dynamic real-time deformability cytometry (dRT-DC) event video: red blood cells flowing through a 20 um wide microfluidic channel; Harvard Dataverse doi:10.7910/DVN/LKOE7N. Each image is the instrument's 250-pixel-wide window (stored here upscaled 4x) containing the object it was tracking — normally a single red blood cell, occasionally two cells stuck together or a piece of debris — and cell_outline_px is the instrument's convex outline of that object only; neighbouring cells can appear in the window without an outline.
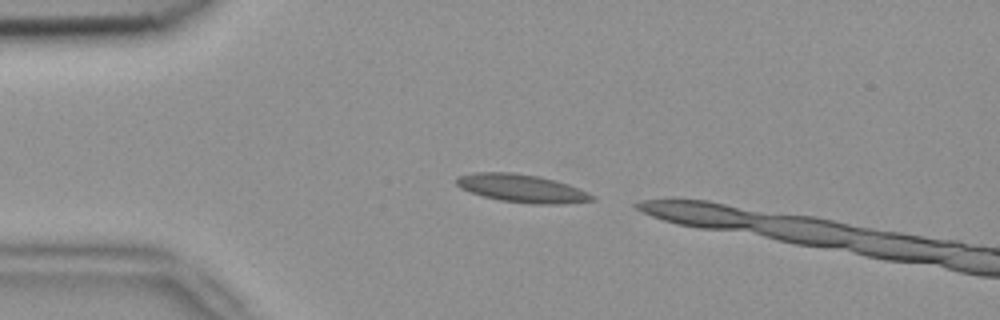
{"species": "common noctule bat (a hibernating species)", "species_latin": "Nyctalus noctula", "temperature_condition": "room temperature", "stored_images_in_passage": 2, "camera_frame_rate_fps": 3000, "um_per_image_px": 0.085, "animal": {"sex": "female", "body_mass_g": 18.4}, "frame": {"image": 1, "passage_image": 1, "time_ms": 0.0, "image_size_px": [1000, 320], "cell_outline_px": [[596, 200], [560, 204], [532, 204], [500, 200], [468, 192], [460, 188], [456, 184], [456, 176], [476, 172], [512, 172], [540, 176], [568, 184], [588, 192], [596, 196]], "centroid_in_image_um": [44.35, 16.01], "position_along_channel_um": 40.6, "area_um2": 22.31}}